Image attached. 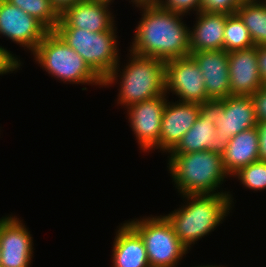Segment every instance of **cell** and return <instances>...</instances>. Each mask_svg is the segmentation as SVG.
Here are the masks:
<instances>
[{
    "instance_id": "ac0fdd59",
    "label": "cell",
    "mask_w": 266,
    "mask_h": 267,
    "mask_svg": "<svg viewBox=\"0 0 266 267\" xmlns=\"http://www.w3.org/2000/svg\"><path fill=\"white\" fill-rule=\"evenodd\" d=\"M121 225L113 242L112 267H150L139 233L127 221Z\"/></svg>"
},
{
    "instance_id": "8992f818",
    "label": "cell",
    "mask_w": 266,
    "mask_h": 267,
    "mask_svg": "<svg viewBox=\"0 0 266 267\" xmlns=\"http://www.w3.org/2000/svg\"><path fill=\"white\" fill-rule=\"evenodd\" d=\"M116 30L115 25L106 32H90L75 27L54 29L103 81L120 62Z\"/></svg>"
},
{
    "instance_id": "3957f363",
    "label": "cell",
    "mask_w": 266,
    "mask_h": 267,
    "mask_svg": "<svg viewBox=\"0 0 266 267\" xmlns=\"http://www.w3.org/2000/svg\"><path fill=\"white\" fill-rule=\"evenodd\" d=\"M168 169L172 182L179 194H230L221 190L229 174L223 166L222 153L216 151H198L185 154H170ZM217 190V191H216ZM224 191V192H223Z\"/></svg>"
},
{
    "instance_id": "f546056e",
    "label": "cell",
    "mask_w": 266,
    "mask_h": 267,
    "mask_svg": "<svg viewBox=\"0 0 266 267\" xmlns=\"http://www.w3.org/2000/svg\"><path fill=\"white\" fill-rule=\"evenodd\" d=\"M257 59L260 77L266 85V45L257 46Z\"/></svg>"
},
{
    "instance_id": "d6986e66",
    "label": "cell",
    "mask_w": 266,
    "mask_h": 267,
    "mask_svg": "<svg viewBox=\"0 0 266 267\" xmlns=\"http://www.w3.org/2000/svg\"><path fill=\"white\" fill-rule=\"evenodd\" d=\"M228 16V14L224 13L198 12L195 25L192 30H189L190 51L223 49L224 30Z\"/></svg>"
},
{
    "instance_id": "9a60e30c",
    "label": "cell",
    "mask_w": 266,
    "mask_h": 267,
    "mask_svg": "<svg viewBox=\"0 0 266 267\" xmlns=\"http://www.w3.org/2000/svg\"><path fill=\"white\" fill-rule=\"evenodd\" d=\"M230 95L252 96L264 86L260 77L257 47L228 53Z\"/></svg>"
},
{
    "instance_id": "7402d4cb",
    "label": "cell",
    "mask_w": 266,
    "mask_h": 267,
    "mask_svg": "<svg viewBox=\"0 0 266 267\" xmlns=\"http://www.w3.org/2000/svg\"><path fill=\"white\" fill-rule=\"evenodd\" d=\"M37 19L48 31H53L60 20V14L50 0H7Z\"/></svg>"
},
{
    "instance_id": "d4e9b609",
    "label": "cell",
    "mask_w": 266,
    "mask_h": 267,
    "mask_svg": "<svg viewBox=\"0 0 266 267\" xmlns=\"http://www.w3.org/2000/svg\"><path fill=\"white\" fill-rule=\"evenodd\" d=\"M158 6L164 10L187 15L189 11H201V0H160ZM186 13V14H185Z\"/></svg>"
},
{
    "instance_id": "4316f807",
    "label": "cell",
    "mask_w": 266,
    "mask_h": 267,
    "mask_svg": "<svg viewBox=\"0 0 266 267\" xmlns=\"http://www.w3.org/2000/svg\"><path fill=\"white\" fill-rule=\"evenodd\" d=\"M21 63L20 59L14 56L11 51L0 46V75L13 73V71L20 69Z\"/></svg>"
},
{
    "instance_id": "2e32d148",
    "label": "cell",
    "mask_w": 266,
    "mask_h": 267,
    "mask_svg": "<svg viewBox=\"0 0 266 267\" xmlns=\"http://www.w3.org/2000/svg\"><path fill=\"white\" fill-rule=\"evenodd\" d=\"M202 71L209 99H224L230 95L228 52L224 49L190 52Z\"/></svg>"
},
{
    "instance_id": "ffe728a7",
    "label": "cell",
    "mask_w": 266,
    "mask_h": 267,
    "mask_svg": "<svg viewBox=\"0 0 266 267\" xmlns=\"http://www.w3.org/2000/svg\"><path fill=\"white\" fill-rule=\"evenodd\" d=\"M221 152V144L216 138V126L210 119L200 114L191 129L180 139L168 154H185L198 151Z\"/></svg>"
},
{
    "instance_id": "4fadbf2b",
    "label": "cell",
    "mask_w": 266,
    "mask_h": 267,
    "mask_svg": "<svg viewBox=\"0 0 266 267\" xmlns=\"http://www.w3.org/2000/svg\"><path fill=\"white\" fill-rule=\"evenodd\" d=\"M111 1L85 0L66 8L60 14L56 27H75L90 32H106L115 24L114 15L109 10Z\"/></svg>"
},
{
    "instance_id": "30bf717a",
    "label": "cell",
    "mask_w": 266,
    "mask_h": 267,
    "mask_svg": "<svg viewBox=\"0 0 266 267\" xmlns=\"http://www.w3.org/2000/svg\"><path fill=\"white\" fill-rule=\"evenodd\" d=\"M33 237L17 216L0 218V266L30 267Z\"/></svg>"
},
{
    "instance_id": "f1b7e54d",
    "label": "cell",
    "mask_w": 266,
    "mask_h": 267,
    "mask_svg": "<svg viewBox=\"0 0 266 267\" xmlns=\"http://www.w3.org/2000/svg\"><path fill=\"white\" fill-rule=\"evenodd\" d=\"M259 134V160L266 161V121L257 124Z\"/></svg>"
},
{
    "instance_id": "7a4b0ae2",
    "label": "cell",
    "mask_w": 266,
    "mask_h": 267,
    "mask_svg": "<svg viewBox=\"0 0 266 267\" xmlns=\"http://www.w3.org/2000/svg\"><path fill=\"white\" fill-rule=\"evenodd\" d=\"M232 196V194L184 195L186 204L165 215L174 233L187 250L225 220L234 206Z\"/></svg>"
},
{
    "instance_id": "44dd1931",
    "label": "cell",
    "mask_w": 266,
    "mask_h": 267,
    "mask_svg": "<svg viewBox=\"0 0 266 267\" xmlns=\"http://www.w3.org/2000/svg\"><path fill=\"white\" fill-rule=\"evenodd\" d=\"M236 14L249 30L254 45H266V0L241 2Z\"/></svg>"
},
{
    "instance_id": "7c38bea8",
    "label": "cell",
    "mask_w": 266,
    "mask_h": 267,
    "mask_svg": "<svg viewBox=\"0 0 266 267\" xmlns=\"http://www.w3.org/2000/svg\"><path fill=\"white\" fill-rule=\"evenodd\" d=\"M48 30L34 17L7 0H0V35L19 44L31 53Z\"/></svg>"
},
{
    "instance_id": "9c48e42d",
    "label": "cell",
    "mask_w": 266,
    "mask_h": 267,
    "mask_svg": "<svg viewBox=\"0 0 266 267\" xmlns=\"http://www.w3.org/2000/svg\"><path fill=\"white\" fill-rule=\"evenodd\" d=\"M165 91L175 94L179 102L201 104L210 100L202 71L190 55L165 62Z\"/></svg>"
},
{
    "instance_id": "cb8c5ba5",
    "label": "cell",
    "mask_w": 266,
    "mask_h": 267,
    "mask_svg": "<svg viewBox=\"0 0 266 267\" xmlns=\"http://www.w3.org/2000/svg\"><path fill=\"white\" fill-rule=\"evenodd\" d=\"M238 178L245 188L254 191L266 189V161H256L240 168L232 177Z\"/></svg>"
},
{
    "instance_id": "83f0119b",
    "label": "cell",
    "mask_w": 266,
    "mask_h": 267,
    "mask_svg": "<svg viewBox=\"0 0 266 267\" xmlns=\"http://www.w3.org/2000/svg\"><path fill=\"white\" fill-rule=\"evenodd\" d=\"M251 98L257 121H266V85L259 88Z\"/></svg>"
},
{
    "instance_id": "277c9868",
    "label": "cell",
    "mask_w": 266,
    "mask_h": 267,
    "mask_svg": "<svg viewBox=\"0 0 266 267\" xmlns=\"http://www.w3.org/2000/svg\"><path fill=\"white\" fill-rule=\"evenodd\" d=\"M129 52L130 56L126 66L124 65V68L120 69L118 63L103 81V86L107 87L108 85L109 87L114 82L117 83V77H119L120 88L118 89L117 104L123 105L124 108L166 93L165 62ZM119 71L120 75H118Z\"/></svg>"
},
{
    "instance_id": "5bb4252c",
    "label": "cell",
    "mask_w": 266,
    "mask_h": 267,
    "mask_svg": "<svg viewBox=\"0 0 266 267\" xmlns=\"http://www.w3.org/2000/svg\"><path fill=\"white\" fill-rule=\"evenodd\" d=\"M166 102L162 115L160 142L153 149L169 153L191 129L200 114L199 103Z\"/></svg>"
},
{
    "instance_id": "e0dca14e",
    "label": "cell",
    "mask_w": 266,
    "mask_h": 267,
    "mask_svg": "<svg viewBox=\"0 0 266 267\" xmlns=\"http://www.w3.org/2000/svg\"><path fill=\"white\" fill-rule=\"evenodd\" d=\"M223 166L231 177L240 168L259 161L257 127L242 131L221 145Z\"/></svg>"
},
{
    "instance_id": "6da1fadb",
    "label": "cell",
    "mask_w": 266,
    "mask_h": 267,
    "mask_svg": "<svg viewBox=\"0 0 266 267\" xmlns=\"http://www.w3.org/2000/svg\"><path fill=\"white\" fill-rule=\"evenodd\" d=\"M141 19L135 29L133 54L160 59L164 62L190 55V35L182 17L158 5L139 6Z\"/></svg>"
},
{
    "instance_id": "1f68e13d",
    "label": "cell",
    "mask_w": 266,
    "mask_h": 267,
    "mask_svg": "<svg viewBox=\"0 0 266 267\" xmlns=\"http://www.w3.org/2000/svg\"><path fill=\"white\" fill-rule=\"evenodd\" d=\"M160 0H131L136 7L139 6H150V5H158Z\"/></svg>"
},
{
    "instance_id": "ba28073f",
    "label": "cell",
    "mask_w": 266,
    "mask_h": 267,
    "mask_svg": "<svg viewBox=\"0 0 266 267\" xmlns=\"http://www.w3.org/2000/svg\"><path fill=\"white\" fill-rule=\"evenodd\" d=\"M200 115L215 124L216 138L221 145L258 124L251 96L229 95L221 100L210 99L200 104Z\"/></svg>"
},
{
    "instance_id": "5b68a950",
    "label": "cell",
    "mask_w": 266,
    "mask_h": 267,
    "mask_svg": "<svg viewBox=\"0 0 266 267\" xmlns=\"http://www.w3.org/2000/svg\"><path fill=\"white\" fill-rule=\"evenodd\" d=\"M31 54L35 62L57 80L64 83L93 84L103 87V80L54 30L45 34Z\"/></svg>"
},
{
    "instance_id": "4dcf8cb0",
    "label": "cell",
    "mask_w": 266,
    "mask_h": 267,
    "mask_svg": "<svg viewBox=\"0 0 266 267\" xmlns=\"http://www.w3.org/2000/svg\"><path fill=\"white\" fill-rule=\"evenodd\" d=\"M85 0H50L52 6L61 14L66 8Z\"/></svg>"
},
{
    "instance_id": "603a6c76",
    "label": "cell",
    "mask_w": 266,
    "mask_h": 267,
    "mask_svg": "<svg viewBox=\"0 0 266 267\" xmlns=\"http://www.w3.org/2000/svg\"><path fill=\"white\" fill-rule=\"evenodd\" d=\"M252 46L255 45L250 32L241 18L236 13L229 15L225 24L223 49L229 53Z\"/></svg>"
},
{
    "instance_id": "484cf974",
    "label": "cell",
    "mask_w": 266,
    "mask_h": 267,
    "mask_svg": "<svg viewBox=\"0 0 266 267\" xmlns=\"http://www.w3.org/2000/svg\"><path fill=\"white\" fill-rule=\"evenodd\" d=\"M239 5L238 0H201V11L231 15L236 13Z\"/></svg>"
},
{
    "instance_id": "52a82bcc",
    "label": "cell",
    "mask_w": 266,
    "mask_h": 267,
    "mask_svg": "<svg viewBox=\"0 0 266 267\" xmlns=\"http://www.w3.org/2000/svg\"><path fill=\"white\" fill-rule=\"evenodd\" d=\"M127 222L143 239L150 267H177L188 253L164 215Z\"/></svg>"
},
{
    "instance_id": "836d02e7",
    "label": "cell",
    "mask_w": 266,
    "mask_h": 267,
    "mask_svg": "<svg viewBox=\"0 0 266 267\" xmlns=\"http://www.w3.org/2000/svg\"><path fill=\"white\" fill-rule=\"evenodd\" d=\"M240 3L241 2H252V1H257V0H238Z\"/></svg>"
},
{
    "instance_id": "d6a6232c",
    "label": "cell",
    "mask_w": 266,
    "mask_h": 267,
    "mask_svg": "<svg viewBox=\"0 0 266 267\" xmlns=\"http://www.w3.org/2000/svg\"><path fill=\"white\" fill-rule=\"evenodd\" d=\"M195 267H221V266H220V265H219V266H217V265H215V266H214V265H206V266L203 265V266H202V265H201V266H195ZM222 267H223V266H222Z\"/></svg>"
},
{
    "instance_id": "8fae6325",
    "label": "cell",
    "mask_w": 266,
    "mask_h": 267,
    "mask_svg": "<svg viewBox=\"0 0 266 267\" xmlns=\"http://www.w3.org/2000/svg\"><path fill=\"white\" fill-rule=\"evenodd\" d=\"M166 96L165 93L126 108L129 126L144 152L152 151L160 142L162 115L168 98Z\"/></svg>"
}]
</instances>
